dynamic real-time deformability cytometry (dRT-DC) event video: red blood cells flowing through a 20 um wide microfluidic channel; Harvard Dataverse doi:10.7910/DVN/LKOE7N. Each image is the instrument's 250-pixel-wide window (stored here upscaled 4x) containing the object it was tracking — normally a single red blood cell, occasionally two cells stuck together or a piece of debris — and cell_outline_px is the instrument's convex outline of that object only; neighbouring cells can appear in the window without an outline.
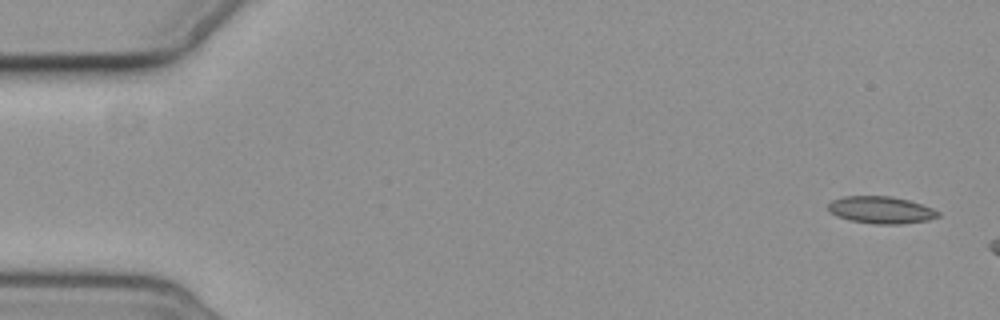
{"species": "common noctule bat (a hibernating species)", "species_latin": "Nyctalus noctula", "temperature_condition": "cold", "stored_images_in_passage": 2, "camera_frame_rate_fps": 3000, "um_per_image_px": 0.085, "animal": {"sex": "female", "body_mass_g": 19.3, "forearm_length_mm": 54.1}, "frame": {"image": 1, "passage_image": 2, "time_ms": 1.333, "image_size_px": [1000, 320], "cell_outline_px": [[940, 216], [928, 220], [900, 224], [876, 224], [852, 220], [836, 216], [828, 212], [828, 204], [832, 200], [844, 196], [892, 196], [908, 200], [932, 208], [940, 212]], "centroid_in_image_um": [74.87, 17.84], "position_along_channel_um": 10.1, "area_um2": 17.34}}